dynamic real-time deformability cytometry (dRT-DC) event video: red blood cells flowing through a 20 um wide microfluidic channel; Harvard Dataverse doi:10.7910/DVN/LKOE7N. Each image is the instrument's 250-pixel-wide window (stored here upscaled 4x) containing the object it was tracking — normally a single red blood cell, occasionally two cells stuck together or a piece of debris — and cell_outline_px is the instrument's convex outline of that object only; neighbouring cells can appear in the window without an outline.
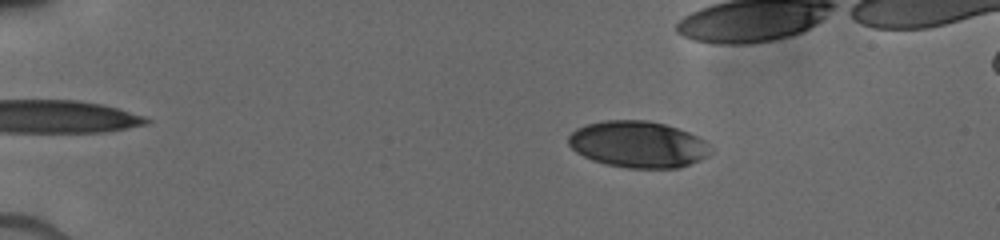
{"species": "human", "species_latin": "Homo sapiens", "temperature_condition": "cold", "stored_images_in_passage": 69, "camera_frame_rate_fps": 3000, "um_per_image_px": 0.085, "donor": {"sex": "male"}, "frame": {"image": 1, "passage_image": 16, "time_ms": 3.333, "image_size_px": [1000, 240], "cell_outline_px": [[708, 144], [704, 156], [680, 168], [628, 168], [604, 164], [592, 160], [576, 152], [568, 144], [568, 136], [576, 128], [588, 124], [604, 120], [648, 120], [664, 124], [688, 132], [704, 140]], "centroid_in_image_um": [54.14, 12.26], "position_along_channel_um": 30.9, "area_um2": 38.03}}
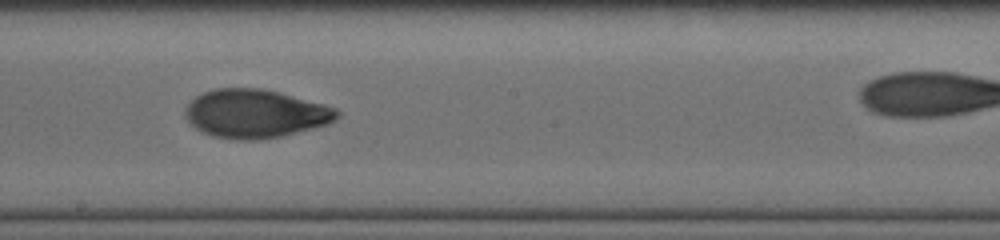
{"frame": {"image": 2, "passage_image": 57, "time_ms": 10.333, "image_size_px": [1000, 240], "cell_outline_px": [[340, 116], [336, 120], [328, 124], [284, 136], [260, 140], [236, 140], [212, 136], [196, 128], [184, 116], [184, 108], [196, 96], [204, 92], [216, 88], [260, 88], [280, 92], [324, 104], [336, 108], [340, 112]], "centroid_in_image_um": [21.72, 9.67], "position_along_channel_um": 226.5, "area_um2": 43.18}}
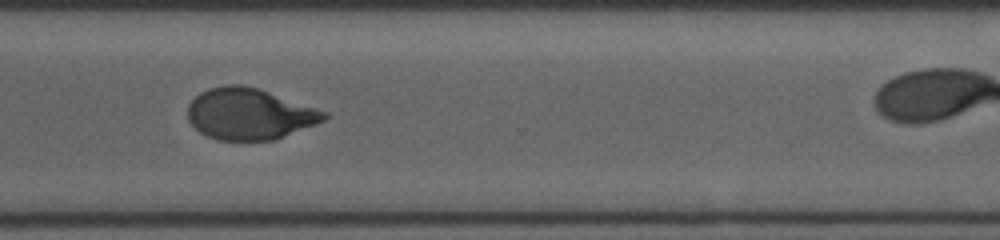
{"frame": {"image": 3, "passage_image": 68, "time_ms": 13.333, "image_size_px": [1000, 240], "cell_outline_px": [[328, 116], [324, 120], [272, 140], [216, 140], [200, 132], [188, 120], [188, 104], [200, 92], [208, 88], [224, 84], [244, 84], [328, 112]], "centroid_in_image_um": [21.15, 9.67], "position_along_channel_um": 349.5, "area_um2": 40.29}}